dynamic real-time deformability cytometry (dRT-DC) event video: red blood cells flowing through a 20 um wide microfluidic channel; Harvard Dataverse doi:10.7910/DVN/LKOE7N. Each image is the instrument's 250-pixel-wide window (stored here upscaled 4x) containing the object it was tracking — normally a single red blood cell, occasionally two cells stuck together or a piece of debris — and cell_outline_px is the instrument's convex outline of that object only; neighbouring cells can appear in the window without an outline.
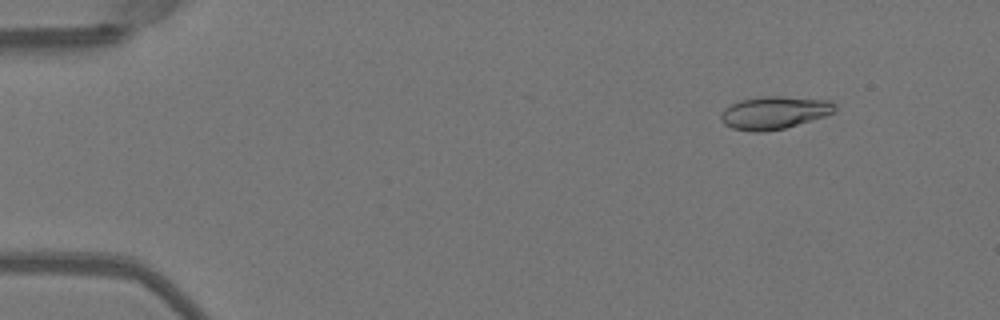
{"species": "Egyptian fruit bat (a non-hibernating species)", "species_latin": "Rousettus aegyptiacus", "temperature_condition": "warm", "stored_images_in_passage": 51, "camera_frame_rate_fps": 3000, "um_per_image_px": 0.085, "animal": {"sex": "female"}, "frame": {"image": 1, "passage_image": 6, "time_ms": 1.667, "image_size_px": [1000, 320], "cell_outline_px": [[836, 108], [832, 112], [824, 116], [784, 128], [764, 132], [752, 132], [732, 128], [724, 124], [720, 120], [720, 112], [724, 108], [740, 100], [760, 96], [784, 96], [832, 100], [836, 104]], "centroid_in_image_um": [65.78, 9.57], "position_along_channel_um": 19.2, "area_um2": 21.91}}
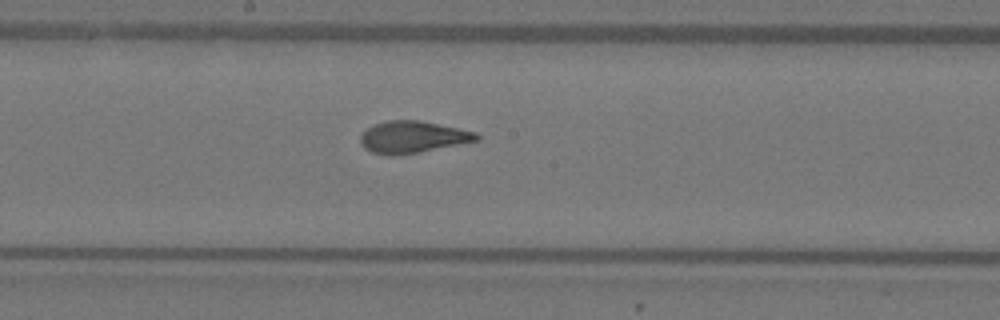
{"frame": {"image": 2, "passage_image": 28, "time_ms": 9.0, "image_size_px": [1000, 320], "cell_outline_px": [[480, 140], [416, 152], [392, 156], [388, 156], [372, 152], [364, 148], [360, 144], [360, 136], [368, 128], [376, 124], [388, 120], [420, 120], [476, 132], [480, 136]], "centroid_in_image_um": [35.06, 11.65], "position_along_channel_um": 213.1, "area_um2": 21.33}}
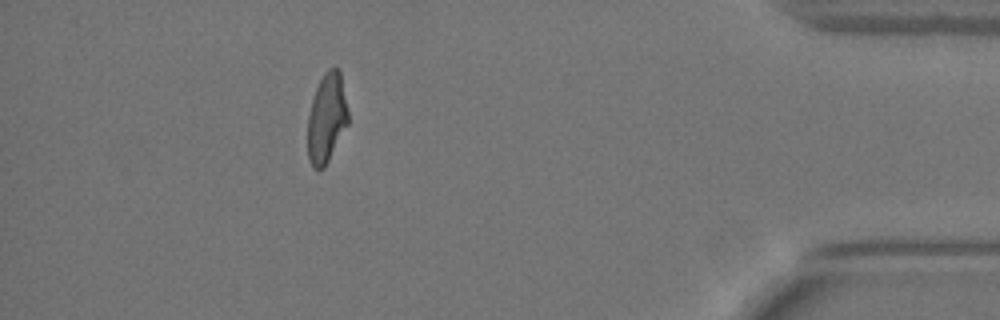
{"frame": {"image": 3, "passage_image": 46, "time_ms": 15.0, "image_size_px": [1000, 320], "cell_outline_px": [[348, 124], [324, 168], [320, 172], [312, 168], [308, 160], [308, 116], [312, 100], [316, 88], [324, 72], [328, 68], [340, 68], [348, 112]], "centroid_in_image_um": [27.76, 10.06], "position_along_channel_um": 407.4, "area_um2": 21.21}, "authors_computed_cell_mechanics": {"area_um2": 21.6172, "velocity_mm_per_s": 4.0359, "shape_relaxation_time_tau1_ms": 5.7035, "shape_relaxation_time_tau2_ms": 0.9612, "deformation_change_tau1": 0.2216, "deformation_change_tau2": 0.088}}